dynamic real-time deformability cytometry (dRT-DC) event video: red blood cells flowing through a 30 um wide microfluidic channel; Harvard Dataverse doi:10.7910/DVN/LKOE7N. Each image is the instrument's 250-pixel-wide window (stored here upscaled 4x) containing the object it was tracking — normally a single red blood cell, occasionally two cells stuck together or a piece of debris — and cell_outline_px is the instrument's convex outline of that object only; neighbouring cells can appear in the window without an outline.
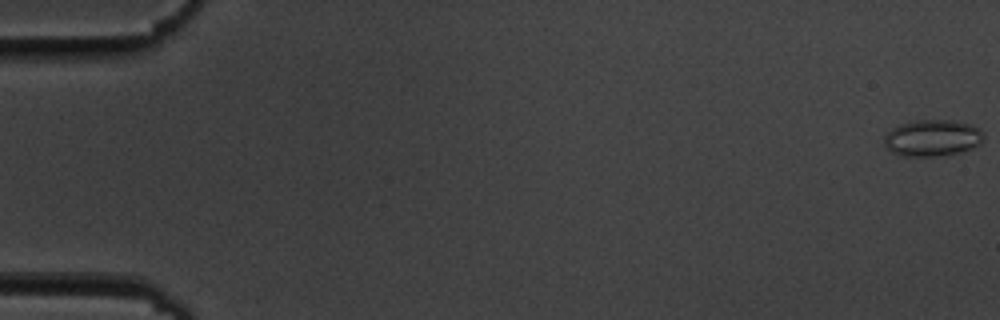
{"species": "common noctule bat (a hibernating species)", "species_latin": "Nyctalus noctula", "temperature_condition": "cold", "stored_images_in_passage": 57, "camera_frame_rate_fps": 3000, "um_per_image_px": 0.085, "animal": {"sex": "male", "body_mass_g": 19.5, "forearm_length_mm": 54.6}, "frame": {"image": 1, "passage_image": 1, "time_ms": 0.0, "image_size_px": [1000, 320], "cell_outline_px": [[984, 140], [980, 144], [972, 148], [960, 152], [940, 156], [900, 156], [892, 152], [884, 144], [884, 136], [892, 128], [900, 124], [912, 120], [952, 120], [972, 124], [980, 128], [984, 132]], "centroid_in_image_um": [79.28, 11.72], "position_along_channel_um": 5.7, "area_um2": 21.5}}
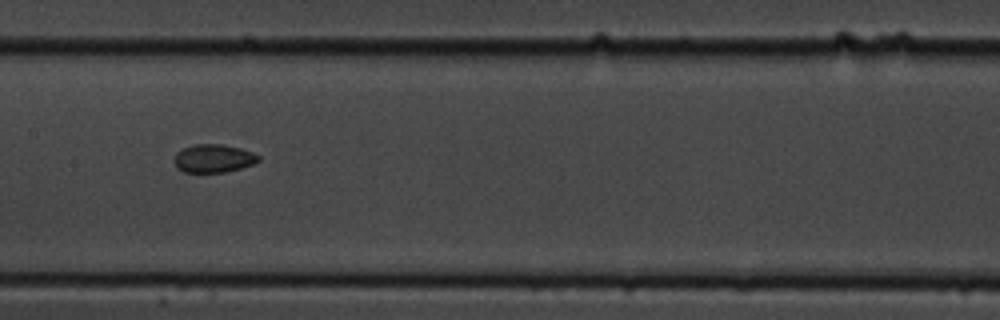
{"frame": {"image": 2, "passage_image": 29, "time_ms": 9.333, "image_size_px": [1000, 320], "cell_outline_px": [[260, 160], [252, 164], [240, 168], [224, 172], [184, 172], [176, 168], [172, 160], [176, 152], [184, 148], [196, 144], [220, 144], [240, 148], [252, 152], [260, 156]], "centroid_in_image_um": [18.11, 13.46], "position_along_channel_um": 189.3, "area_um2": 13.87}}
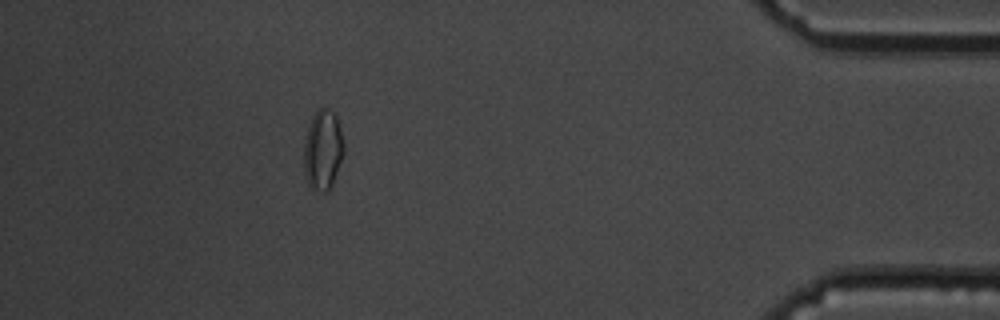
{"frame": {"image": 3, "passage_image": 51, "time_ms": 16.667, "image_size_px": [1000, 320], "cell_outline_px": [[344, 152], [332, 184], [328, 192], [324, 192], [312, 188], [308, 184], [304, 172], [304, 140], [308, 124], [316, 108], [328, 108], [336, 116], [340, 128], [344, 144]], "centroid_in_image_um": [27.43, 12.71], "position_along_channel_um": 407.8, "area_um2": 18.73}, "authors_computed_cell_mechanics": {"area_um2": 14.9702, "velocity_mm_per_s": 3.6333, "shape_relaxation_time_tau1_ms": 4.0004, "shape_relaxation_time_tau2_ms": 2.7809, "deformation_change_tau1": 0.0919, "deformation_change_tau2": 0.0451}}